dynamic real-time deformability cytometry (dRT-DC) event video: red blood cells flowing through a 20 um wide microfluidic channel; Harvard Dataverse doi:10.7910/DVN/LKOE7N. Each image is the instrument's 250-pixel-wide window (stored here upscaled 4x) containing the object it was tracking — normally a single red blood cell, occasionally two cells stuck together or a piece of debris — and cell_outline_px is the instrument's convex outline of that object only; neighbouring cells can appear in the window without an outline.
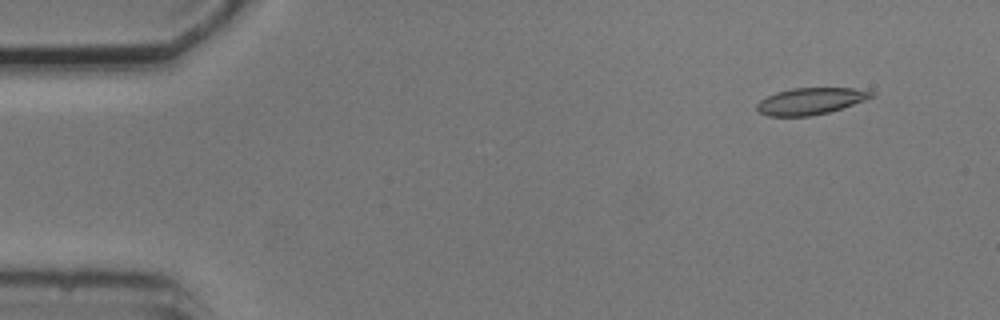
{"species": "common noctule bat (a hibernating species)", "species_latin": "Nyctalus noctula", "temperature_condition": "cold", "stored_images_in_passage": 6, "camera_frame_rate_fps": 3000, "um_per_image_px": 0.085, "animal": {"sex": "male", "body_mass_g": 20.5, "forearm_length_mm": 52.5}, "frame": {"image": 1, "passage_image": 2, "time_ms": 1.333, "image_size_px": [1000, 320], "cell_outline_px": [[876, 92], [872, 96], [864, 100], [828, 112], [812, 116], [768, 116], [760, 112], [756, 108], [756, 104], [760, 100], [776, 92], [792, 88], [852, 88]], "centroid_in_image_um": [68.85, 8.59], "position_along_channel_um": 16.1, "area_um2": 17.57}}
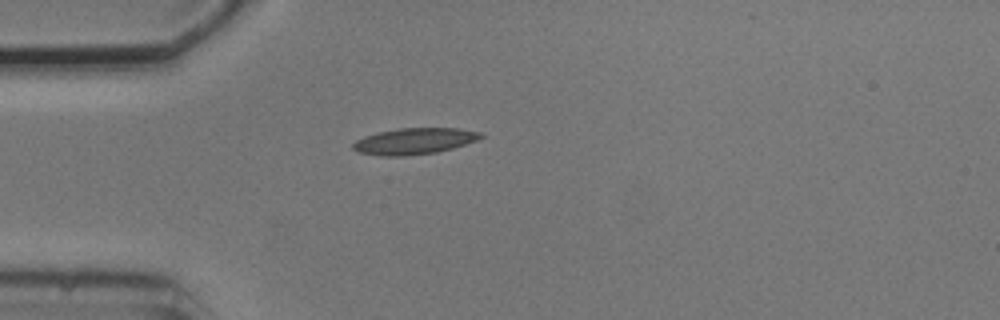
{"frame": {"image": 2, "passage_image": 5, "time_ms": 4.667, "image_size_px": [1000, 320], "cell_outline_px": [[484, 136], [476, 140], [452, 148], [436, 152], [404, 156], [380, 156], [360, 152], [352, 148], [352, 144], [356, 140], [364, 136], [376, 132], [400, 128], [456, 128], [480, 132]], "centroid_in_image_um": [35.17, 11.99], "position_along_channel_um": 49.8, "area_um2": 19.42}}